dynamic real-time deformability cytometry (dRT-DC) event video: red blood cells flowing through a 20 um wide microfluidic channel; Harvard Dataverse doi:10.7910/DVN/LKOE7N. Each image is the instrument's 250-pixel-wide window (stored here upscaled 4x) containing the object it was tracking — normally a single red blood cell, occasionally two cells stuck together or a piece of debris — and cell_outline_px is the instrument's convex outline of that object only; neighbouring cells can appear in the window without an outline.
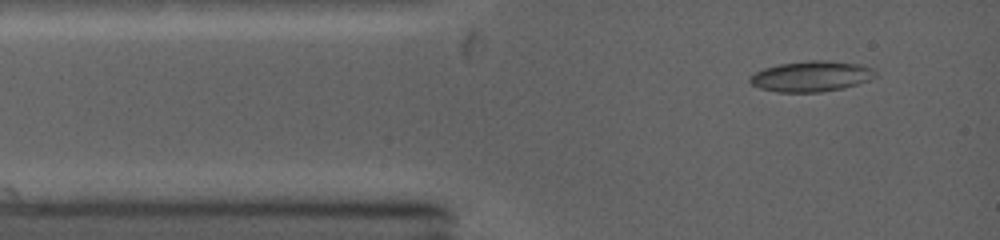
{"species": "common noctule bat (a hibernating species)", "species_latin": "Nyctalus noctula", "temperature_condition": "warm", "stored_images_in_passage": 16, "camera_frame_rate_fps": 5000, "um_per_image_px": 0.085, "animal": {"sex": "female", "body_mass_g": 19.0, "forearm_length_mm": 53.3}, "frame": {"image": 1, "passage_image": 1, "time_ms": 0.0, "image_size_px": [1000, 240], "cell_outline_px": [[868, 68], [864, 80], [856, 84], [840, 88], [820, 92], [780, 92], [760, 88], [752, 84], [748, 80], [756, 72], [764, 68], [780, 64], [812, 60], [824, 60], [856, 64]], "centroid_in_image_um": [68.76, 6.49], "position_along_channel_um": 16.2, "area_um2": 21.1}}
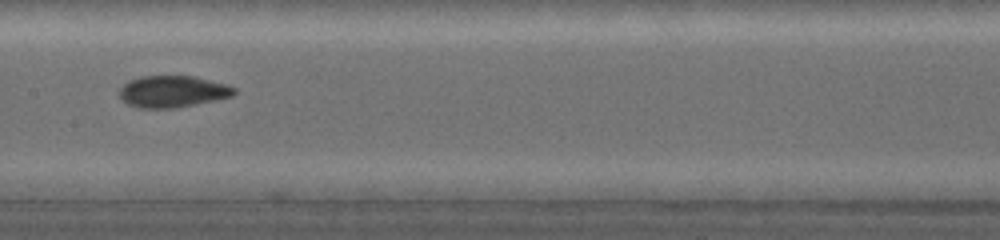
{"frame": {"image": 2, "passage_image": 14, "time_ms": 4.8, "image_size_px": [1000, 240], "cell_outline_px": [[236, 92], [232, 96], [172, 108], [140, 108], [128, 104], [120, 96], [120, 88], [124, 84], [132, 80], [144, 76], [192, 76], [236, 88]], "centroid_in_image_um": [14.63, 7.78], "position_along_channel_um": 192.8, "area_um2": 20.46}}